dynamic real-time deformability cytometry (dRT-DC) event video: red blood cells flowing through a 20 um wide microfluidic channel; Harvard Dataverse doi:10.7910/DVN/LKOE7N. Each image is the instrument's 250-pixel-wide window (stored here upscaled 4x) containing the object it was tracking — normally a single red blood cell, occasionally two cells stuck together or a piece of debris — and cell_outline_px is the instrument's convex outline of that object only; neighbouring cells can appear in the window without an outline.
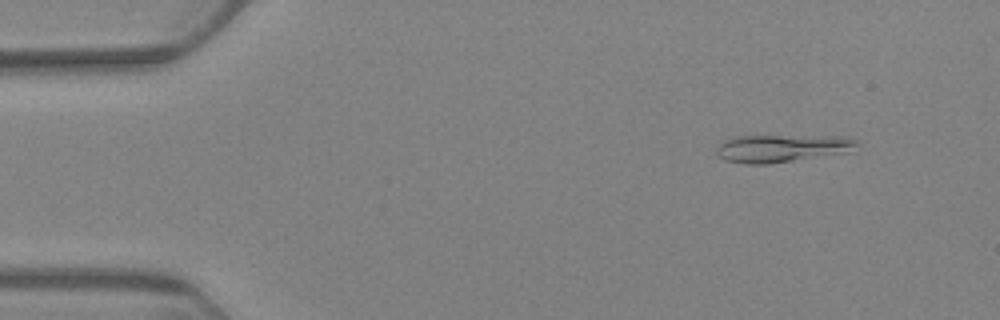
{"species": "Egyptian fruit bat (a non-hibernating species)", "species_latin": "Rousettus aegyptiacus", "temperature_condition": "warm", "stored_images_in_passage": 6, "camera_frame_rate_fps": 3000, "um_per_image_px": 0.085, "animal": {"sex": "female"}, "frame": {"image": 1, "passage_image": 2, "time_ms": 1.333, "image_size_px": [1000, 320], "cell_outline_px": [[856, 144], [848, 152], [768, 164], [744, 164], [724, 160], [716, 152], [716, 148], [724, 140], [736, 136], [848, 136], [856, 140]], "centroid_in_image_um": [66.42, 12.6], "position_along_channel_um": 18.6, "area_um2": 22.43}}
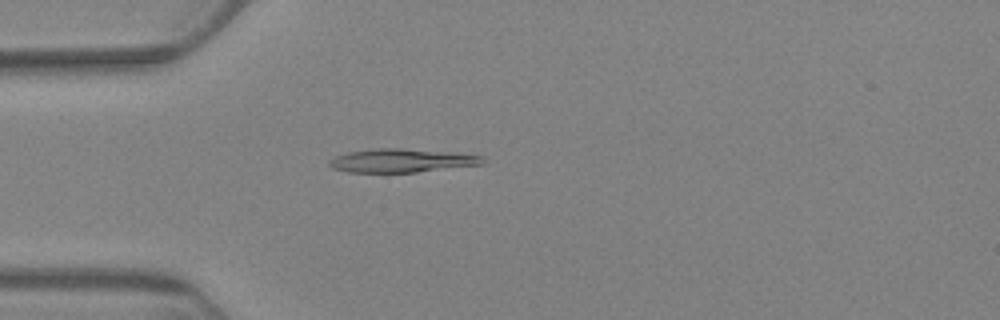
{"frame": {"image": 2, "passage_image": 5, "time_ms": 5.0, "image_size_px": [1000, 320], "cell_outline_px": [[488, 160], [484, 164], [416, 172], [348, 172], [332, 168], [328, 164], [328, 160], [336, 156], [348, 152], [376, 148], [400, 148], [452, 152], [484, 156]], "centroid_in_image_um": [34.17, 13.64], "position_along_channel_um": 50.8, "area_um2": 21.15}}